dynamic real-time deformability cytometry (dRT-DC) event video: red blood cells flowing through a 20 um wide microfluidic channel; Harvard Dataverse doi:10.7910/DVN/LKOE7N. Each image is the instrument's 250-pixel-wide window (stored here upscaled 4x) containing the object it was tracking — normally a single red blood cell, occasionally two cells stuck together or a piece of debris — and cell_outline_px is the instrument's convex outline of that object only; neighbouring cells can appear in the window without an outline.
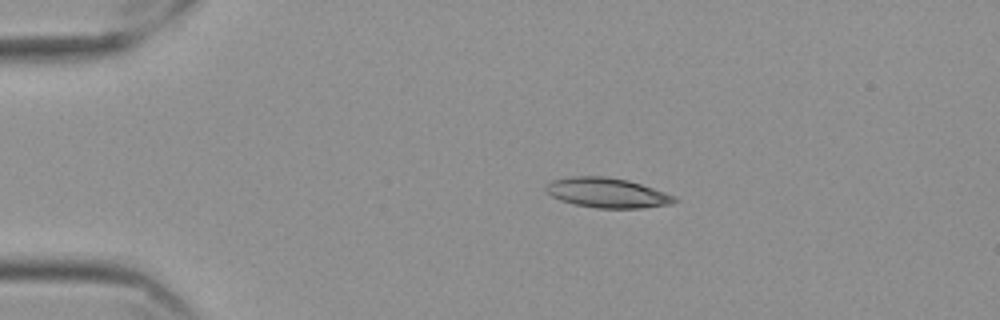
{"species": "Egyptian fruit bat (a non-hibernating species)", "species_latin": "Rousettus aegyptiacus", "temperature_condition": "cold", "stored_images_in_passage": 2, "camera_frame_rate_fps": 3000, "um_per_image_px": 0.085, "frame": {"image": 1, "passage_image": 1, "time_ms": 0.0, "image_size_px": [1000, 320], "cell_outline_px": [[656, 204], [584, 204], [576, 180], [616, 180], [636, 184], [644, 188], [648, 192]], "centroid_in_image_um": [52.11, 16.38], "position_along_channel_um": 32.9, "area_um2": 11.21}}